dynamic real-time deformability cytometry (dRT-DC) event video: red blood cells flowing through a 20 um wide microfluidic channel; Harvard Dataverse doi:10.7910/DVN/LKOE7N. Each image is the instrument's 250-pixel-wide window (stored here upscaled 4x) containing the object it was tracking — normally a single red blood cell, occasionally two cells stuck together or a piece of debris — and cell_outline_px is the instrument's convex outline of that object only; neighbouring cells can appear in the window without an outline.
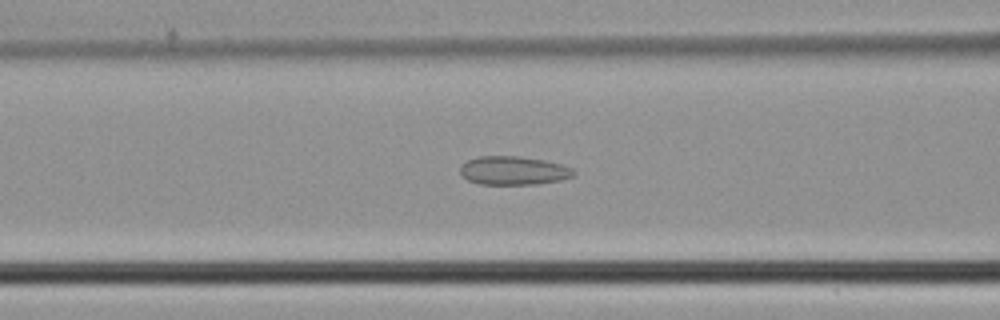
{"species": "common noctule bat (a hibernating species)", "species_latin": "Nyctalus noctula", "temperature_condition": "cold", "stored_images_in_passage": 43, "camera_frame_rate_fps": 3000, "um_per_image_px": 0.085, "animal": {"sex": "male", "body_mass_g": 21.5, "forearm_length_mm": 52.0}, "frame": {"image": 1, "passage_image": 15, "time_ms": 4.667, "image_size_px": [1000, 320], "cell_outline_px": [[576, 172], [572, 176], [560, 180], [536, 184], [480, 184], [468, 180], [460, 172], [460, 168], [468, 160], [480, 156], [520, 156], [544, 160], [560, 164], [572, 168]], "centroid_in_image_um": [43.66, 14.49], "position_along_channel_um": 122.9, "area_um2": 18.73}}
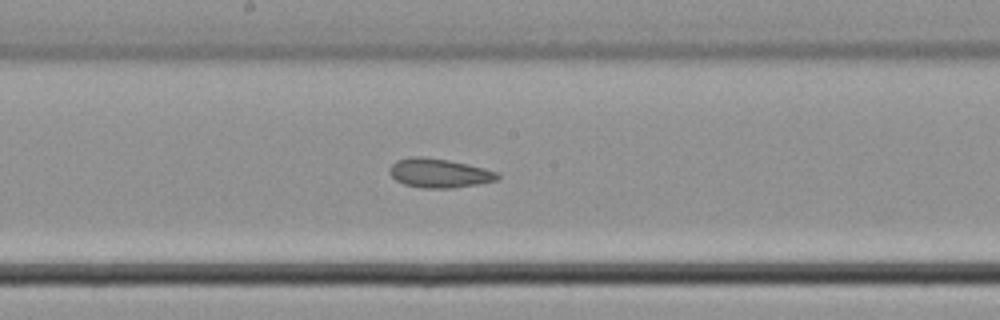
{"frame": {"image": 2, "passage_image": 21, "time_ms": 6.667, "image_size_px": [1000, 320], "cell_outline_px": [[500, 176], [496, 180], [480, 184], [452, 188], [424, 188], [404, 184], [396, 180], [388, 172], [392, 164], [396, 160], [408, 156], [424, 156], [448, 160], [468, 164], [484, 168], [496, 172]], "centroid_in_image_um": [37.3, 14.7], "position_along_channel_um": 210.9, "area_um2": 18.38}}
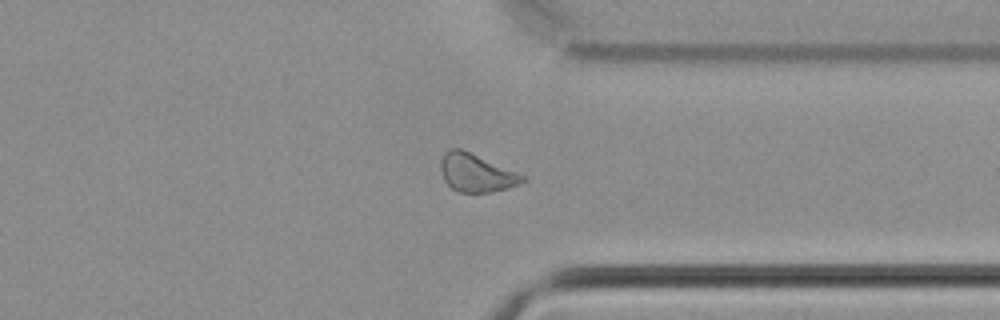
{"frame": {"image": 3, "passage_image": 32, "time_ms": 10.333, "image_size_px": [1000, 320], "cell_outline_px": [[528, 180], [520, 184], [508, 188], [492, 192], [460, 192], [452, 188], [444, 180], [440, 168], [440, 160], [444, 152], [448, 148], [460, 148], [516, 172], [524, 176]], "centroid_in_image_um": [40.46, 14.69], "position_along_channel_um": 370.9, "area_um2": 18.03}}